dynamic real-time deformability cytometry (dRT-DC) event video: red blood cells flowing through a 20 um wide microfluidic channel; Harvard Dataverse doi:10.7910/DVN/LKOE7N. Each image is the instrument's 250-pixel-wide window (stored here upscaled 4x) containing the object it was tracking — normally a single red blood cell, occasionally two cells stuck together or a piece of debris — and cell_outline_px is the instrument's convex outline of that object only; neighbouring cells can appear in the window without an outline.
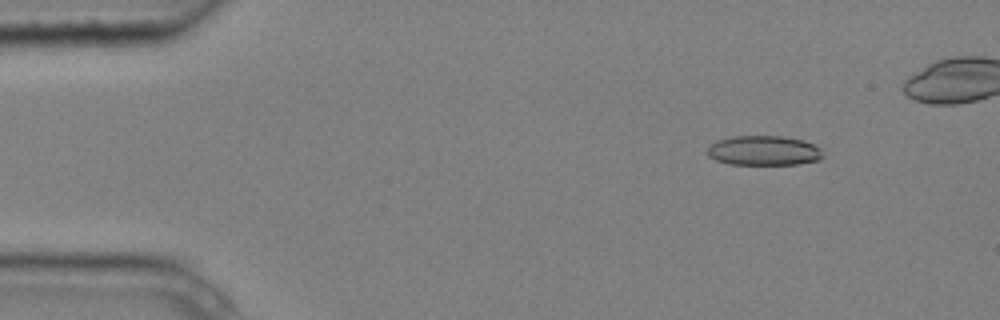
{"species": "common noctule bat (a hibernating species)", "species_latin": "Nyctalus noctula", "temperature_condition": "cold", "stored_images_in_passage": 9, "camera_frame_rate_fps": 3000, "um_per_image_px": 0.085, "animal": {"sex": "male", "body_mass_g": 20.4}, "frame": {"image": 1, "passage_image": 2, "time_ms": 0.333, "image_size_px": [1000, 320], "cell_outline_px": [[824, 156], [820, 160], [796, 164], [728, 164], [716, 160], [708, 156], [708, 148], [716, 140], [732, 136], [784, 136], [804, 140], [820, 148]], "centroid_in_image_um": [64.93, 12.79], "position_along_channel_um": 20.1, "area_um2": 20.06}}
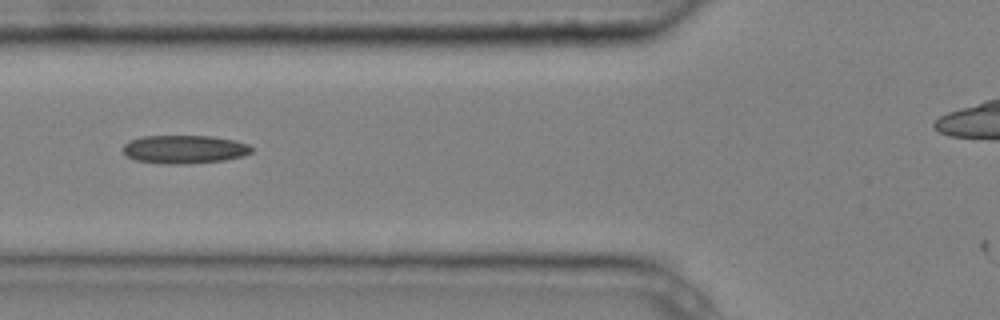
{"frame": {"image": 2, "passage_image": 6, "time_ms": 1.667, "image_size_px": [1000, 320], "cell_outline_px": [[252, 152], [244, 156], [224, 160], [188, 164], [168, 164], [136, 160], [128, 156], [124, 152], [124, 144], [128, 140], [140, 136], [212, 136], [236, 140], [248, 144], [252, 148]], "centroid_in_image_um": [15.7, 12.68], "position_along_channel_um": 110.1, "area_um2": 21.33}}
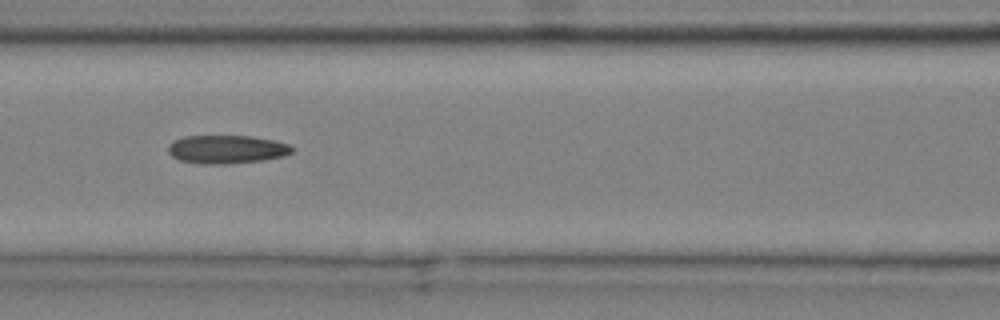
{"frame": {"image": 3, "passage_image": 7, "time_ms": 2.0, "image_size_px": [1000, 320], "cell_outline_px": [[292, 152], [284, 156], [264, 160], [228, 164], [200, 164], [180, 160], [172, 156], [168, 152], [168, 144], [172, 140], [184, 136], [252, 136], [276, 140], [288, 144], [292, 148]], "centroid_in_image_um": [19.25, 12.69], "position_along_channel_um": 147.4, "area_um2": 20.69}}